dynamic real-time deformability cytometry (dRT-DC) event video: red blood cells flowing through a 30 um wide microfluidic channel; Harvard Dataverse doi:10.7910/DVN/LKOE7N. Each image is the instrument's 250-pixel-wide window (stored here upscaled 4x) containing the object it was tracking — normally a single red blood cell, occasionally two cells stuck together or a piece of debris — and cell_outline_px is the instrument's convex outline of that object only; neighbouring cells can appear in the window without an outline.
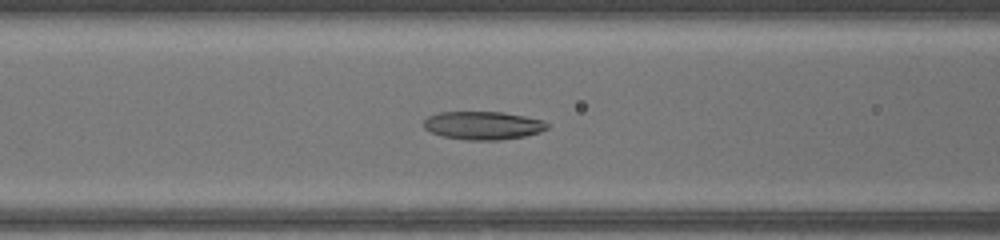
{"species": "common noctule bat (a hibernating species)", "species_latin": "Nyctalus noctula", "temperature_condition": "warm", "stored_images_in_passage": 50, "camera_frame_rate_fps": 3000, "um_per_image_px": 0.085, "animal": {"sex": "female", "body_mass_g": 17.0, "forearm_length_mm": 48.0}, "frame": {"image": 1, "passage_image": 22, "time_ms": 7.0, "image_size_px": [1000, 240], "cell_outline_px": [[548, 128], [540, 132], [524, 136], [500, 140], [464, 140], [444, 136], [432, 132], [424, 128], [424, 120], [428, 116], [440, 112], [504, 112], [544, 120], [548, 124]], "centroid_in_image_um": [41.07, 10.66], "position_along_channel_um": 125.5, "area_um2": 20.29}}
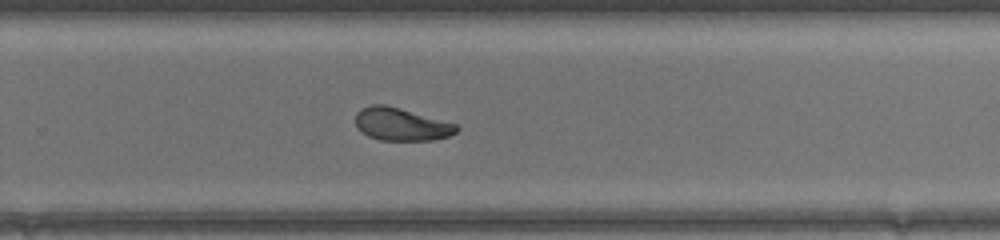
{"frame": {"image": 2, "passage_image": 34, "time_ms": 11.0, "image_size_px": [1000, 240], "cell_outline_px": [[460, 128], [456, 132], [448, 136], [432, 140], [380, 140], [368, 136], [360, 132], [356, 124], [356, 112], [360, 108], [372, 104], [384, 104], [400, 108], [456, 124]], "centroid_in_image_um": [34.07, 10.56], "position_along_channel_um": 295.7, "area_um2": 19.25}}
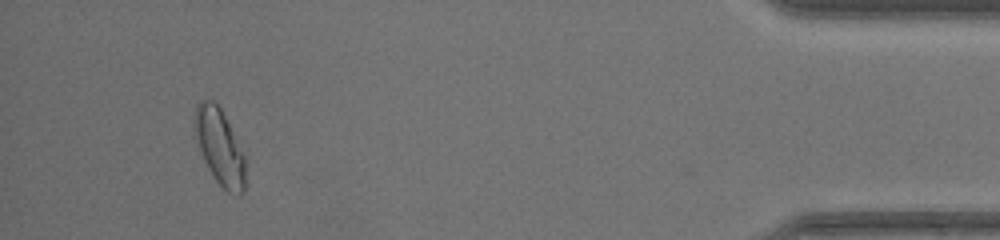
{"frame": {"image": 3, "passage_image": 47, "time_ms": 15.333, "image_size_px": [1000, 240], "cell_outline_px": [[244, 192], [240, 196], [236, 196], [228, 192], [216, 180], [208, 168], [200, 148], [196, 136], [192, 120], [192, 116], [196, 104], [200, 100], [216, 100], [244, 156]], "centroid_in_image_um": [18.63, 12.45], "position_along_channel_um": 416.6, "area_um2": 22.02}, "authors_computed_cell_mechanics": {"area_um2": 21.386, "velocity_mm_per_s": 4.2601, "shape_relaxation_time_tau1_ms": 4.4205, "shape_relaxation_time_tau2_ms": 2.6979, "deformation_change_tau1": 0.1544, "deformation_change_tau2": 0.0768}}